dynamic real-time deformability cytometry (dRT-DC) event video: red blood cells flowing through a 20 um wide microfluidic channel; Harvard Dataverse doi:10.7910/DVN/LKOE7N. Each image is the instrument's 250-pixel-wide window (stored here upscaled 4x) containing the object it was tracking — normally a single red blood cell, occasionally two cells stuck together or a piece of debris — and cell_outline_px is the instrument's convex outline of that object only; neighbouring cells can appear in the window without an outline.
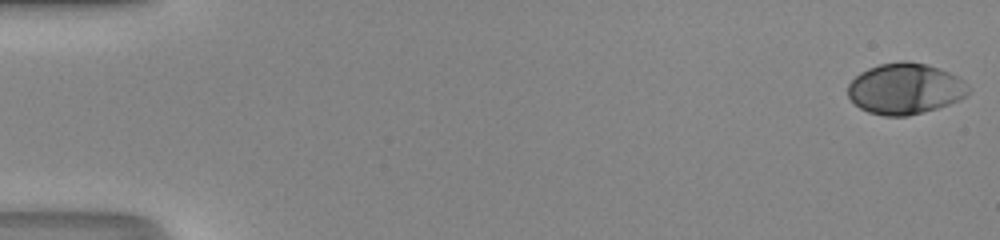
{"species": "human", "species_latin": "Homo sapiens", "temperature_condition": "room temperature", "stored_images_in_passage": 51, "camera_frame_rate_fps": 3000, "um_per_image_px": 0.085, "donor": {"sex": "male"}, "frame": {"image": 1, "passage_image": 1, "time_ms": 0.0, "image_size_px": [1000, 240], "cell_outline_px": [[972, 88], [968, 96], [960, 100], [924, 112], [908, 116], [884, 116], [868, 112], [860, 108], [848, 96], [848, 84], [860, 72], [868, 68], [880, 64], [900, 60], [908, 60], [928, 64], [948, 72], [964, 80]], "centroid_in_image_um": [76.97, 7.53], "position_along_channel_um": 8.0, "area_um2": 36.18}}
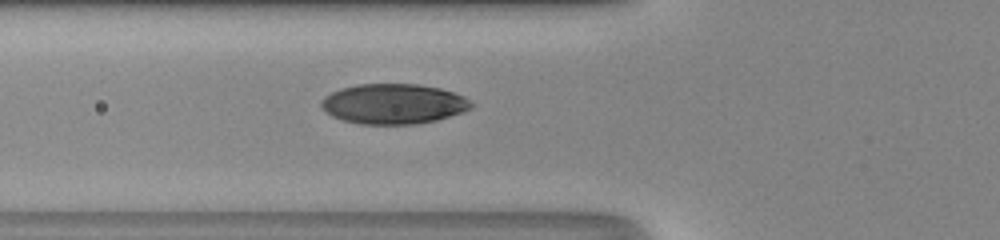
{"frame": {"image": 2, "passage_image": 20, "time_ms": 6.333, "image_size_px": [1000, 240], "cell_outline_px": [[476, 104], [472, 108], [464, 112], [436, 120], [416, 124], [360, 124], [344, 120], [332, 116], [324, 112], [320, 104], [320, 100], [324, 96], [340, 88], [356, 84], [416, 84], [440, 88], [464, 96]], "centroid_in_image_um": [33.45, 8.83], "position_along_channel_um": 92.4, "area_um2": 35.37}}
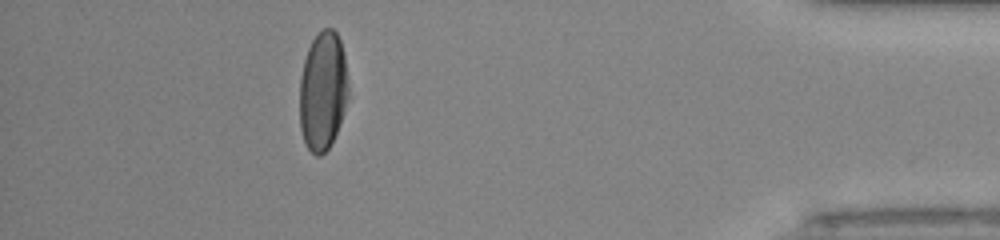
{"frame": {"image": 3, "passage_image": 46, "time_ms": 15.0, "image_size_px": [1000, 240], "cell_outline_px": [[348, 96], [340, 124], [328, 148], [320, 156], [316, 156], [308, 148], [304, 140], [300, 128], [300, 76], [304, 60], [308, 48], [312, 40], [324, 28], [332, 28], [336, 32], [340, 40], [344, 56], [348, 84]], "centroid_in_image_um": [27.43, 7.73], "position_along_channel_um": 407.8, "area_um2": 33.58}, "authors_computed_cell_mechanics": {"area_um2": 35.3736, "velocity_mm_per_s": 4.1985, "shape_relaxation_time_tau1_ms": 3.3074, "shape_relaxation_time_tau2_ms": null, "deformation_change_tau1": 0.1865, "deformation_change_tau2": null}}